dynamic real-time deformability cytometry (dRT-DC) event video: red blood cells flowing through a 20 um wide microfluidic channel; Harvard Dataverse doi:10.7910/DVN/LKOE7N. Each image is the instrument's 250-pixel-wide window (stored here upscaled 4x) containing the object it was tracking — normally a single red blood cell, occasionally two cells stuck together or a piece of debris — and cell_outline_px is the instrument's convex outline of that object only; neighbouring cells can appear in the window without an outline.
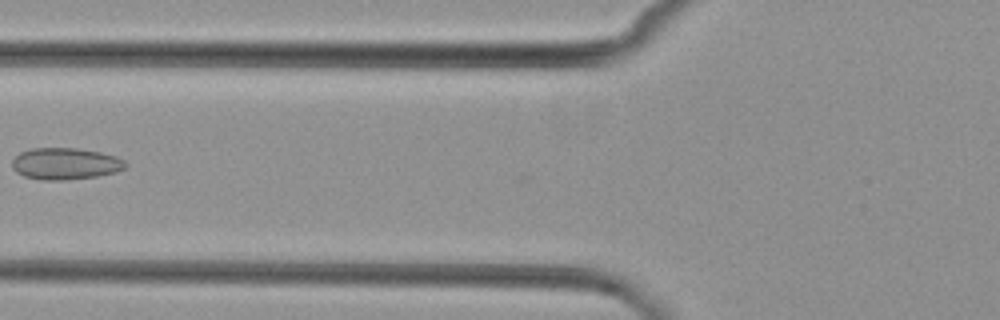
{"species": "common noctule bat (a hibernating species)", "species_latin": "Nyctalus noctula", "temperature_condition": "cold", "stored_images_in_passage": 5, "camera_frame_rate_fps": 3000, "um_per_image_px": 0.085, "animal": {"sex": "female", "body_mass_g": 29.2, "forearm_length_mm": 56.3}, "frame": {"image": 1, "passage_image": 5, "time_ms": 5.333, "image_size_px": [1000, 320], "cell_outline_px": [[128, 164], [124, 168], [116, 172], [96, 176], [64, 180], [40, 180], [24, 176], [16, 172], [12, 168], [12, 160], [20, 152], [32, 148], [76, 148], [100, 152], [116, 156], [124, 160]], "centroid_in_image_um": [5.54, 13.91], "position_along_channel_um": 120.3, "area_um2": 20.98}}